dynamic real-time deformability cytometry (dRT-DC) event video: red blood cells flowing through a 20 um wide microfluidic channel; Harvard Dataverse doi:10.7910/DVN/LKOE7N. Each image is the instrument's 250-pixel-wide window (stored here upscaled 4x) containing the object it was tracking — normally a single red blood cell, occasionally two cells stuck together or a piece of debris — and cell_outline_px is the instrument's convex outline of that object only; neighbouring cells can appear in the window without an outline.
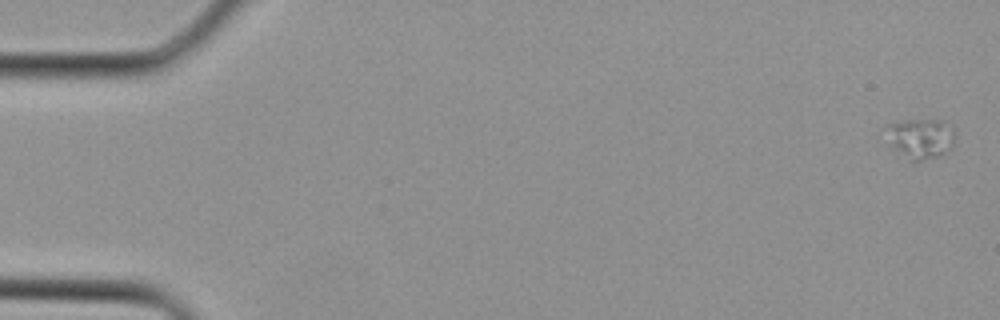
{"species": "Egyptian fruit bat (a non-hibernating species)", "species_latin": "Rousettus aegyptiacus", "temperature_condition": "cold", "stored_images_in_passage": 35, "camera_frame_rate_fps": 3000, "um_per_image_px": 0.085, "animal": {"sex": "female"}, "frame": {"image": 1, "passage_image": 1, "time_ms": 0.0, "image_size_px": [1000, 320], "cell_outline_px": [[956, 136], [952, 148], [948, 152], [936, 156], [920, 160], [912, 160], [896, 152], [876, 132], [880, 128], [888, 124], [904, 120], [944, 120], [952, 128]], "centroid_in_image_um": [78.11, 11.73], "position_along_channel_um": 6.9, "area_um2": 17.05}}
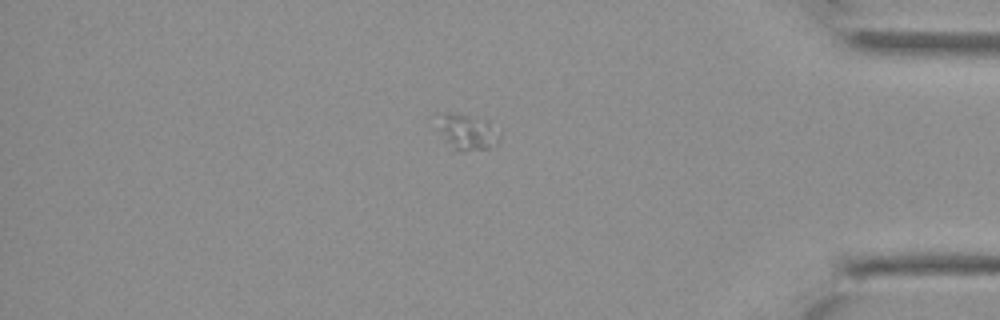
{"frame": {"image": 2, "passage_image": 30, "time_ms": 9.667, "image_size_px": [1000, 320], "cell_outline_px": [[500, 136], [496, 144], [488, 148], [460, 152], [456, 152], [436, 128], [444, 116], [448, 112], [452, 112], [484, 120], [500, 132]], "centroid_in_image_um": [39.73, 11.27], "position_along_channel_um": 395.5, "area_um2": 12.48}}
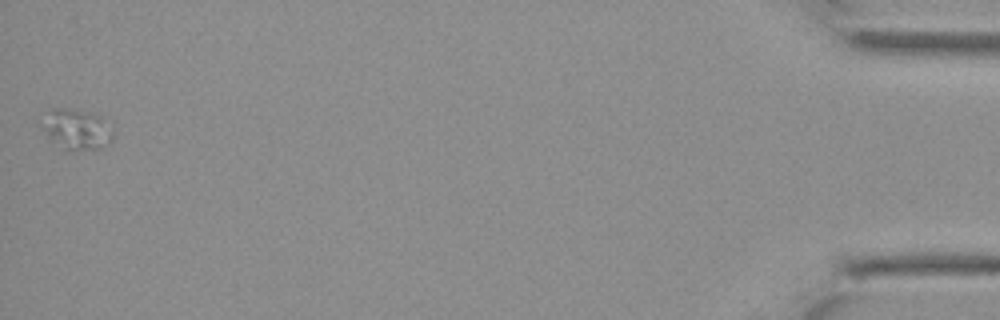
{"frame": {"image": 3, "passage_image": 35, "time_ms": 11.333, "image_size_px": [1000, 320], "cell_outline_px": [[112, 140], [108, 144], [100, 148], [68, 152], [64, 152], [48, 136], [48, 128], [52, 108], [68, 108], [92, 112], [100, 116], [112, 128]], "centroid_in_image_um": [6.65, 11.05], "position_along_channel_um": 428.5, "area_um2": 16.13}}